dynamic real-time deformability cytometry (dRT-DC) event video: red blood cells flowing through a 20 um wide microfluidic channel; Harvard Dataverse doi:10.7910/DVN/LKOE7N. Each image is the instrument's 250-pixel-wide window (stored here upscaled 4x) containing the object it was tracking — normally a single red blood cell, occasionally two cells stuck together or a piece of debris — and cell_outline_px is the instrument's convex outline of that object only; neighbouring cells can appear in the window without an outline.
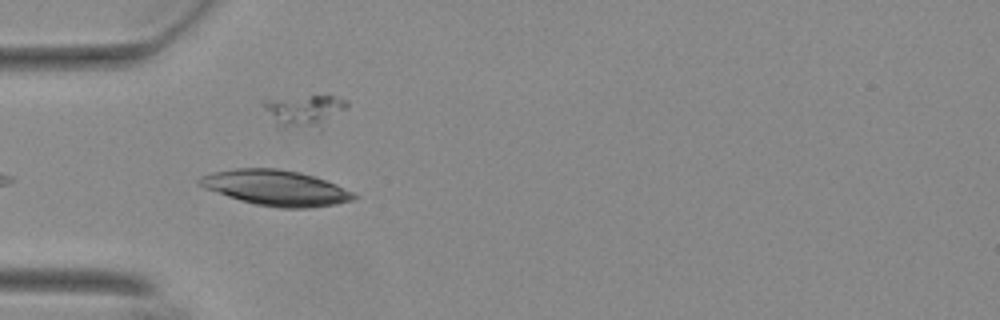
{"species": "Egyptian fruit bat (a non-hibernating species)", "species_latin": "Rousettus aegyptiacus", "temperature_condition": "warm", "stored_images_in_passage": 8, "camera_frame_rate_fps": 3000, "um_per_image_px": 0.085, "animal": {"sex": "female"}, "frame": {"image": 1, "passage_image": 1, "time_ms": 0.0, "image_size_px": [1000, 320], "cell_outline_px": [[360, 196], [352, 200], [336, 204], [308, 208], [280, 208], [256, 204], [240, 200], [204, 188], [196, 184], [196, 180], [200, 176], [212, 172], [236, 168], [276, 168], [300, 172], [336, 184]], "centroid_in_image_um": [23.41, 15.96], "position_along_channel_um": 61.6, "area_um2": 31.85}}